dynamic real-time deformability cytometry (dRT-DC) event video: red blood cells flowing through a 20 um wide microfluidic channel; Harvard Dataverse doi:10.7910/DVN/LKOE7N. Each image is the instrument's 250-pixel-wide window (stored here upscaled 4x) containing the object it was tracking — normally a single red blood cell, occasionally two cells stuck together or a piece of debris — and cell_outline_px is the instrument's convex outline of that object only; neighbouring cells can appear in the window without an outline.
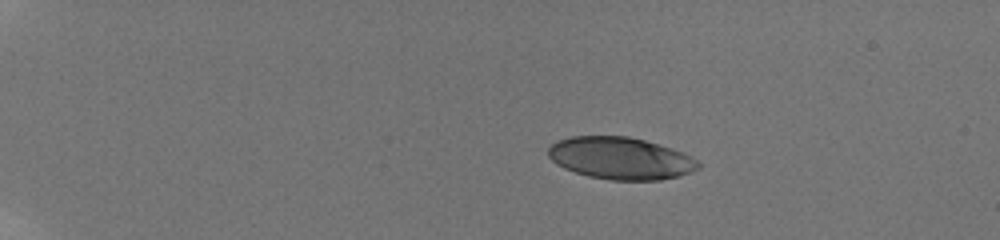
{"species": "human", "species_latin": "Homo sapiens", "temperature_condition": "room temperature", "stored_images_in_passage": 27, "camera_frame_rate_fps": 3000, "um_per_image_px": 0.085, "donor": {"sex": "male"}, "frame": {"image": 1, "passage_image": 1, "time_ms": 0.0, "image_size_px": [1000, 240], "cell_outline_px": [[700, 168], [692, 172], [680, 176], [660, 180], [608, 180], [588, 176], [564, 168], [556, 164], [548, 156], [548, 148], [556, 140], [572, 136], [628, 136], [644, 140], [672, 148], [684, 152], [692, 156], [700, 164]], "centroid_in_image_um": [52.76, 13.45], "position_along_channel_um": 32.2, "area_um2": 37.11}}
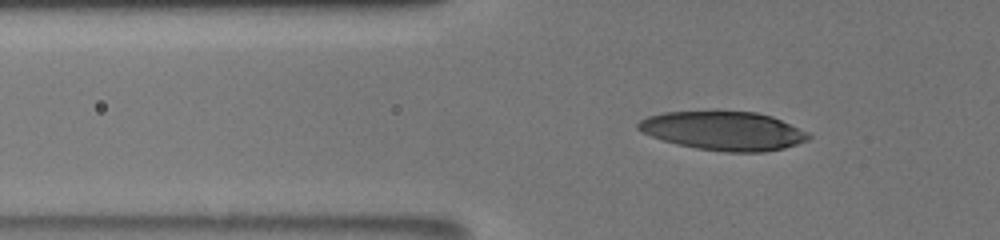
{"frame": {"image": 2, "passage_image": 14, "time_ms": 3.333, "image_size_px": [1000, 240], "cell_outline_px": [[812, 136], [808, 140], [784, 148], [764, 152], [728, 152], [696, 148], [676, 144], [640, 132], [636, 128], [636, 124], [640, 120], [648, 116], [664, 112], [756, 112], [772, 116], [808, 132]], "centroid_in_image_um": [61.49, 11.13], "position_along_channel_um": 64.3, "area_um2": 38.32}}
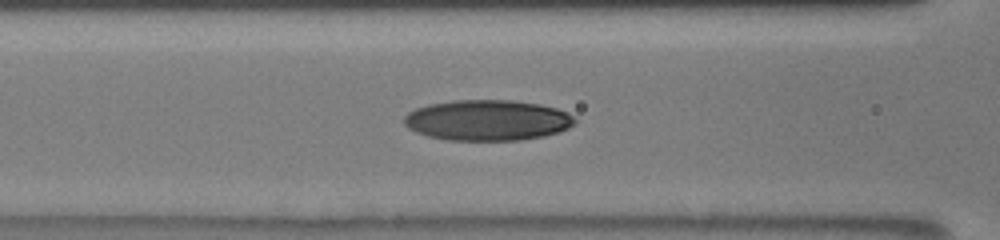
{"frame": {"image": 3, "passage_image": 20, "time_ms": 5.333, "image_size_px": [1000, 240], "cell_outline_px": [[576, 124], [560, 132], [544, 136], [520, 140], [448, 140], [428, 136], [416, 132], [408, 128], [404, 124], [404, 116], [408, 112], [416, 108], [428, 104], [452, 100], [512, 100], [540, 104], [556, 108], [568, 112], [576, 120]], "centroid_in_image_um": [41.44, 10.21], "position_along_channel_um": 125.2, "area_um2": 40.75}}